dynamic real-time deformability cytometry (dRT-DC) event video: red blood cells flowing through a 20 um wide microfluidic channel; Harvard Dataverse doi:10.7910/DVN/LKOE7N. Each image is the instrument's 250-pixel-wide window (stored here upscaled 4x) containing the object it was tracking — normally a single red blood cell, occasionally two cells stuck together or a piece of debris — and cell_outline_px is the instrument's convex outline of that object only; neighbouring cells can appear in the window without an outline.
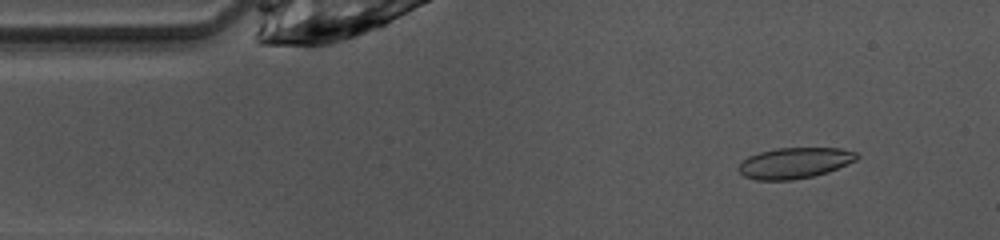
{"species": "common noctule bat (a hibernating species)", "species_latin": "Nyctalus noctula", "temperature_condition": "warm", "stored_images_in_passage": 46, "camera_frame_rate_fps": 3000, "um_per_image_px": 0.085, "animal": {"sex": "female", "body_mass_g": 10.0, "forearm_length_mm": 53.1}, "frame": {"image": 1, "passage_image": 4, "time_ms": 1.0, "image_size_px": [1000, 240], "cell_outline_px": [[860, 156], [856, 160], [828, 172], [812, 176], [792, 180], [756, 180], [744, 176], [736, 168], [748, 156], [760, 152], [776, 148], [840, 148], [856, 152]], "centroid_in_image_um": [67.54, 13.85], "position_along_channel_um": 17.5, "area_um2": 21.21}}
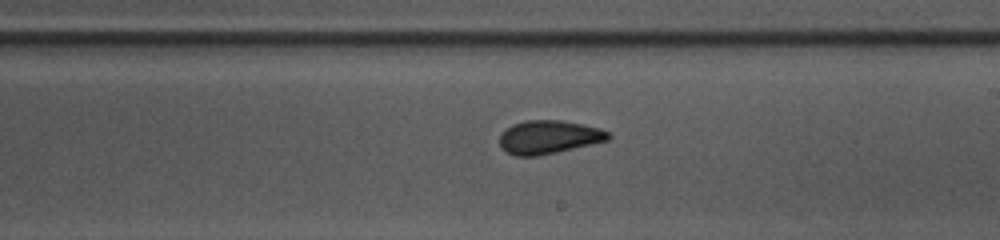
{"frame": {"image": 2, "passage_image": 25, "time_ms": 8.0, "image_size_px": [1000, 240], "cell_outline_px": [[612, 136], [608, 140], [556, 152], [536, 156], [516, 156], [508, 152], [500, 144], [500, 136], [512, 124], [524, 120], [560, 120], [600, 128], [608, 132]], "centroid_in_image_um": [46.66, 11.64], "position_along_channel_um": 242.3, "area_um2": 20.81}}
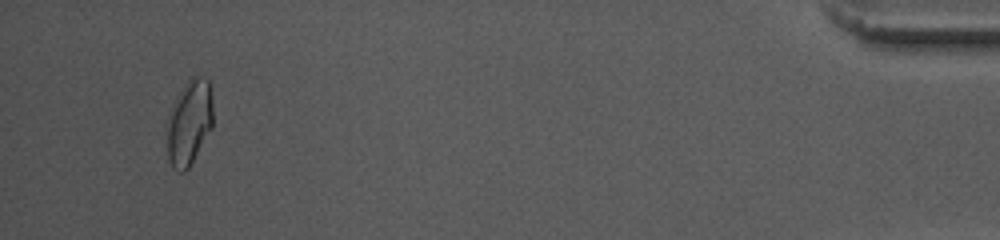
{"frame": {"image": 3, "passage_image": 44, "time_ms": 14.333, "image_size_px": [1000, 240], "cell_outline_px": [[212, 128], [188, 168], [184, 172], [180, 172], [172, 168], [168, 160], [168, 112], [184, 84], [192, 76], [196, 76], [208, 80], [212, 100]], "centroid_in_image_um": [16.08, 10.42], "position_along_channel_um": 419.1, "area_um2": 22.6}, "authors_computed_cell_mechanics": {"area_um2": 21.0681, "velocity_mm_per_s": 4.0949, "shape_relaxation_time_tau1_ms": 4.7424, "shape_relaxation_time_tau2_ms": 1.2939, "deformation_change_tau1": 0.1275, "deformation_change_tau2": 0.0544}}